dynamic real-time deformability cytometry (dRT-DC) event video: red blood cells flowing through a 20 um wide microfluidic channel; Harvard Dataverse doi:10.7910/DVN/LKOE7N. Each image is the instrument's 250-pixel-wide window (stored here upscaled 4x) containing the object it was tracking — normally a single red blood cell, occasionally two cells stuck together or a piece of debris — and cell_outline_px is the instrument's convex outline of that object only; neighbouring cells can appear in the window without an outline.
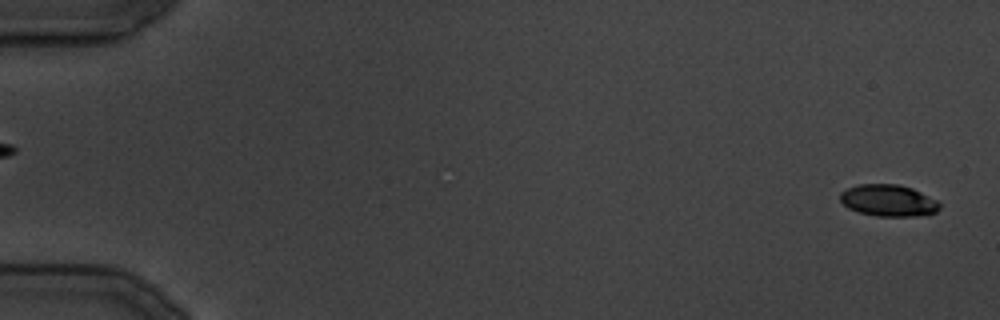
{"species": "common noctule bat (a hibernating species)", "species_latin": "Nyctalus noctula", "temperature_condition": "cold", "stored_images_in_passage": 12, "camera_frame_rate_fps": 3000, "um_per_image_px": 0.085, "animal": {"sex": "male", "body_mass_g": 19.5, "forearm_length_mm": 54.6}, "frame": {"image": 1, "passage_image": 1, "time_ms": 0.0, "image_size_px": [1000, 320], "cell_outline_px": [[940, 208], [936, 212], [916, 216], [876, 216], [860, 212], [848, 208], [840, 200], [840, 192], [856, 184], [900, 184], [912, 188], [936, 200], [940, 204]], "centroid_in_image_um": [75.5, 17.03], "position_along_channel_um": 9.5, "area_um2": 18.32}}
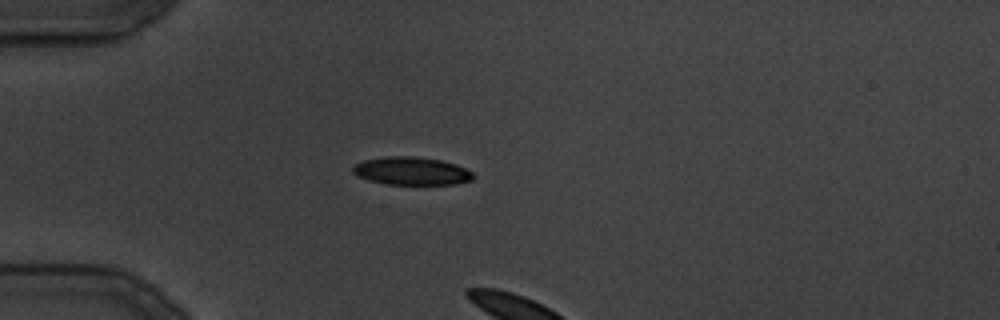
{"frame": {"image": 2, "passage_image": 10, "time_ms": 11.0, "image_size_px": [1000, 320], "cell_outline_px": [[476, 176], [472, 180], [456, 184], [388, 184], [368, 180], [356, 176], [352, 172], [352, 168], [356, 164], [364, 160], [388, 156], [412, 156], [440, 160], [456, 164], [472, 172]], "centroid_in_image_um": [34.98, 14.54], "position_along_channel_um": 50.0, "area_um2": 19.59}}